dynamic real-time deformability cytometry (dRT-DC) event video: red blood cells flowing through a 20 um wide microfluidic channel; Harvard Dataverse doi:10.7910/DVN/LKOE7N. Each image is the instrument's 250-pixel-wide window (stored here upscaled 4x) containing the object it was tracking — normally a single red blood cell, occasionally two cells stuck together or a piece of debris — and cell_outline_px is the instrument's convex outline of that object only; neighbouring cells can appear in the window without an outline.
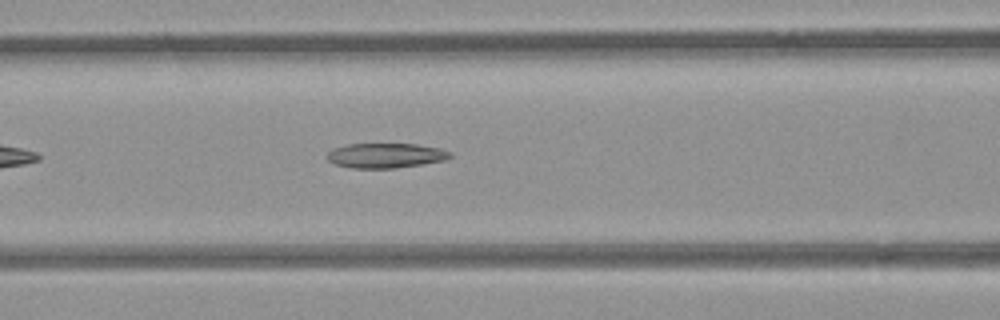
{"species": "common noctule bat (a hibernating species)", "species_latin": "Nyctalus noctula", "temperature_condition": "room temperature", "stored_images_in_passage": 38, "camera_frame_rate_fps": 3000, "um_per_image_px": 0.085, "animal": {"sex": "female", "body_mass_g": 21.9}, "frame": {"image": 1, "passage_image": 8, "time_ms": 2.333, "image_size_px": [1000, 320], "cell_outline_px": [[452, 156], [444, 160], [396, 168], [352, 168], [336, 164], [328, 160], [328, 152], [332, 148], [348, 144], [416, 144], [440, 148], [452, 152]], "centroid_in_image_um": [32.78, 13.21], "position_along_channel_um": 133.8, "area_um2": 17.69}}
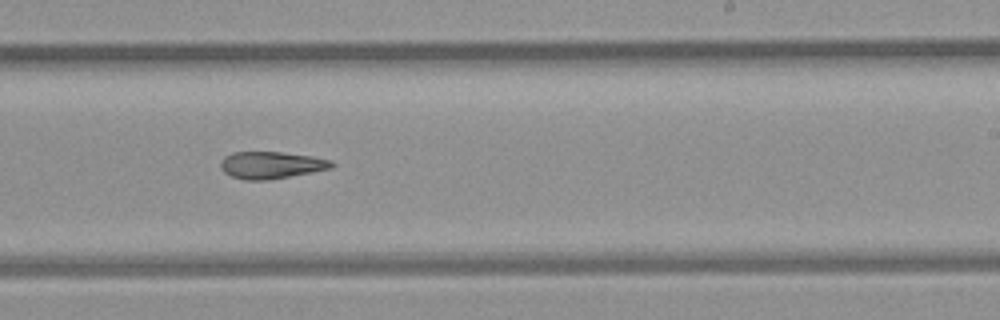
{"frame": {"image": 2, "passage_image": 18, "time_ms": 5.667, "image_size_px": [1000, 320], "cell_outline_px": [[336, 164], [332, 168], [312, 172], [268, 180], [244, 180], [232, 176], [224, 172], [220, 168], [220, 160], [224, 156], [232, 152], [280, 152], [312, 156], [332, 160]], "centroid_in_image_um": [23.05, 14.03], "position_along_channel_um": 266.0, "area_um2": 17.63}}
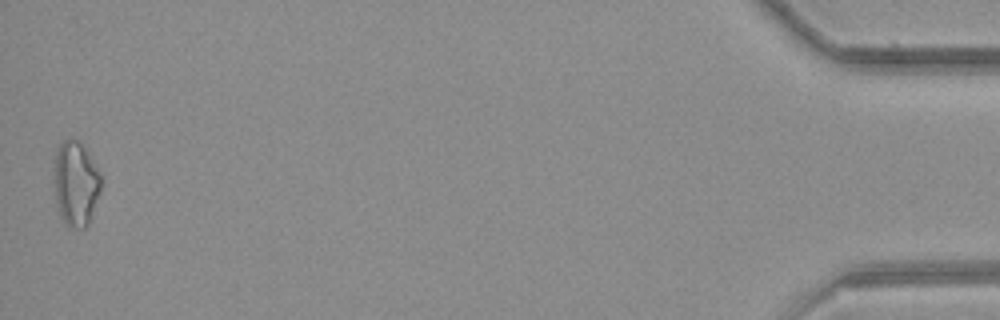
{"frame": {"image": 3, "passage_image": 38, "time_ms": 12.333, "image_size_px": [1000, 320], "cell_outline_px": [[100, 192], [88, 224], [84, 228], [68, 228], [56, 204], [56, 152], [60, 144], [64, 140], [72, 136], [84, 148], [96, 168], [100, 176]], "centroid_in_image_um": [6.45, 15.63], "position_along_channel_um": 428.8, "area_um2": 22.31}}